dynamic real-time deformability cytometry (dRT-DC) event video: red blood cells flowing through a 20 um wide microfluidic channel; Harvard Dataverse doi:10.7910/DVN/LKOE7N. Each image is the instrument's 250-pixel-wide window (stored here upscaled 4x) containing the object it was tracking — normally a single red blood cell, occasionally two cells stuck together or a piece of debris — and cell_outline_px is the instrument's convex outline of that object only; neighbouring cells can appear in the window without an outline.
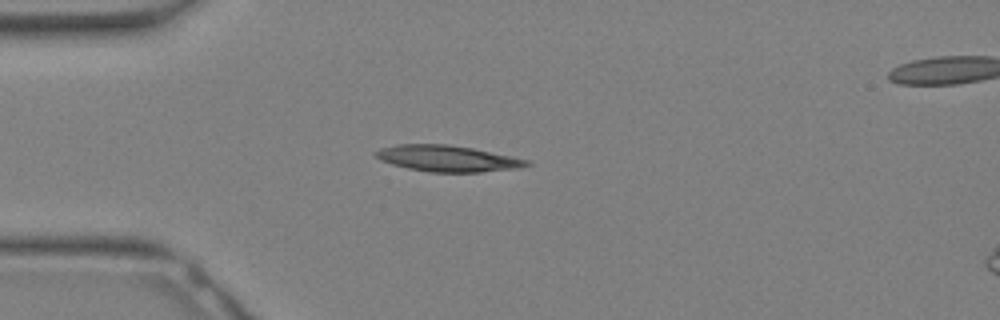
{"species": "Egyptian fruit bat (a non-hibernating species)", "species_latin": "Rousettus aegyptiacus", "temperature_condition": "warm", "stored_images_in_passage": 15, "camera_frame_rate_fps": 3000, "um_per_image_px": 0.085, "animal": {"sex": "female"}, "frame": {"image": 1, "passage_image": 6, "time_ms": 1.667, "image_size_px": [1000, 320], "cell_outline_px": [[532, 164], [520, 168], [480, 172], [428, 172], [408, 168], [392, 164], [380, 160], [372, 152], [380, 148], [396, 144], [448, 144], [472, 148], [512, 156], [528, 160]], "centroid_in_image_um": [38.02, 13.47], "position_along_channel_um": 47.0, "area_um2": 23.12}}
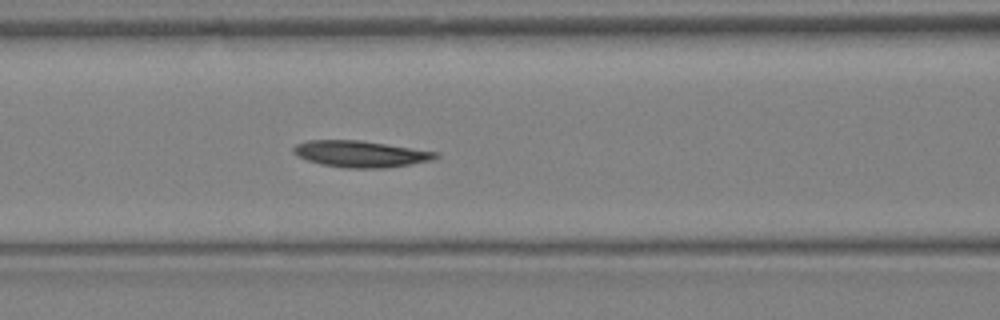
{"frame": {"image": 2, "passage_image": 11, "time_ms": 3.333, "image_size_px": [1000, 320], "cell_outline_px": [[440, 156], [432, 160], [388, 168], [340, 168], [320, 164], [308, 160], [292, 152], [292, 148], [296, 144], [308, 140], [360, 140], [440, 152]], "centroid_in_image_um": [30.67, 13.09], "position_along_channel_um": 135.9, "area_um2": 22.08}}
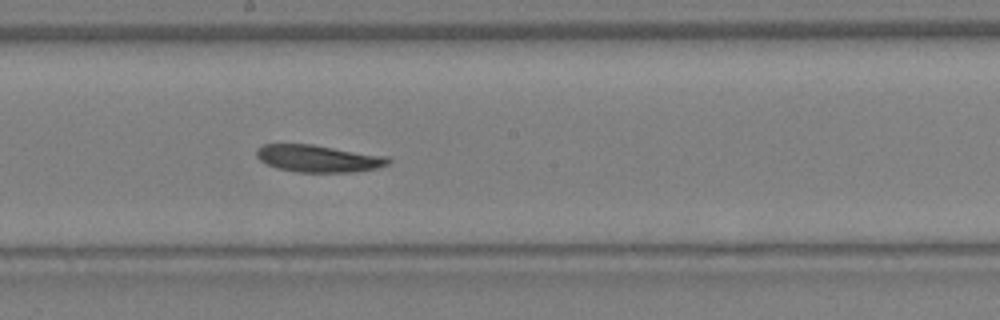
{"frame": {"image": 3, "passage_image": 15, "time_ms": 4.667, "image_size_px": [1000, 320], "cell_outline_px": [[392, 160], [388, 164], [376, 168], [352, 172], [296, 172], [276, 168], [264, 164], [256, 156], [256, 148], [264, 144], [312, 144], [388, 156]], "centroid_in_image_um": [27.03, 13.47], "position_along_channel_um": 221.2, "area_um2": 21.04}}